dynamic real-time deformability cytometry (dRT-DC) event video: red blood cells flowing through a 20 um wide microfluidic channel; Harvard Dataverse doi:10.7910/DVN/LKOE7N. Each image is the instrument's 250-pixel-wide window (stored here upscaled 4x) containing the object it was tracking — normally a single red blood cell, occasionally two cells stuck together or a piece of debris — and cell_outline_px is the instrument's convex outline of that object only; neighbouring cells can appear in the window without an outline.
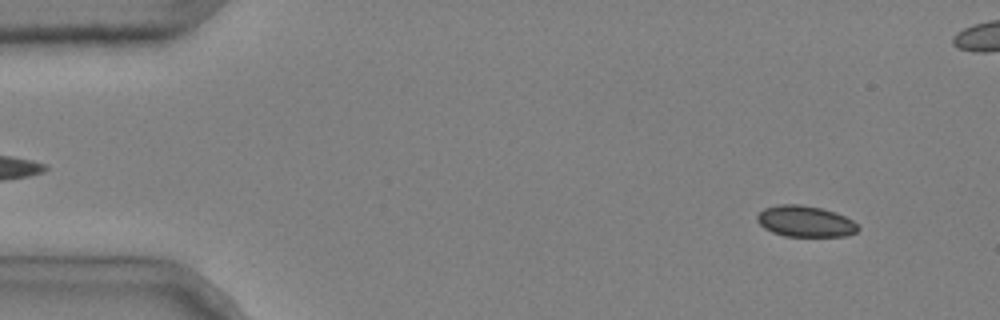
{"species": "common noctule bat (a hibernating species)", "species_latin": "Nyctalus noctula", "temperature_condition": "cold", "stored_images_in_passage": 4, "camera_frame_rate_fps": 3000, "um_per_image_px": 0.085, "animal": {"sex": "male", "body_mass_g": 20.4}, "frame": {"image": 1, "passage_image": 1, "time_ms": 0.0, "image_size_px": [1000, 320], "cell_outline_px": [[860, 228], [856, 232], [844, 236], [784, 236], [772, 232], [764, 228], [756, 220], [756, 216], [764, 208], [776, 204], [800, 204], [820, 208], [836, 212], [852, 220]], "centroid_in_image_um": [68.42, 18.81], "position_along_channel_um": 16.6, "area_um2": 18.32}}